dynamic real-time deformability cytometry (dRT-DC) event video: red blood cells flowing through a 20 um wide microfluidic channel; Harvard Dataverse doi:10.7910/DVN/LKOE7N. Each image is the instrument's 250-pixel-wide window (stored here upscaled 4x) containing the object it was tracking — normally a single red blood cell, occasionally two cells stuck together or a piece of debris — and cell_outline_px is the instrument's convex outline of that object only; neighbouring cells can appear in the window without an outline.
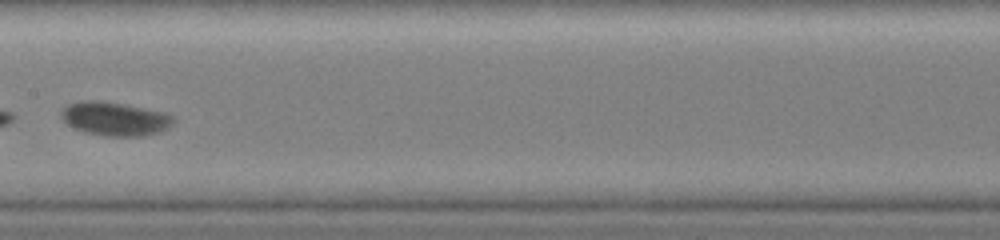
{"species": "common noctule bat (a hibernating species)", "species_latin": "Nyctalus noctula", "temperature_condition": "warm", "stored_images_in_passage": 31, "camera_frame_rate_fps": 3000, "um_per_image_px": 0.085, "animal": {"sex": "female", "body_mass_g": 19.0, "forearm_length_mm": 51.5}, "frame": {"image": 1, "passage_image": 14, "time_ms": 5.333, "image_size_px": [1000, 240], "cell_outline_px": [[176, 120], [172, 124], [160, 132], [144, 136], [104, 136], [84, 132], [68, 124], [60, 116], [60, 112], [68, 104], [84, 100], [92, 100], [120, 104], [164, 112], [172, 116]], "centroid_in_image_um": [9.76, 10.11], "position_along_channel_um": 197.6, "area_um2": 21.73}}
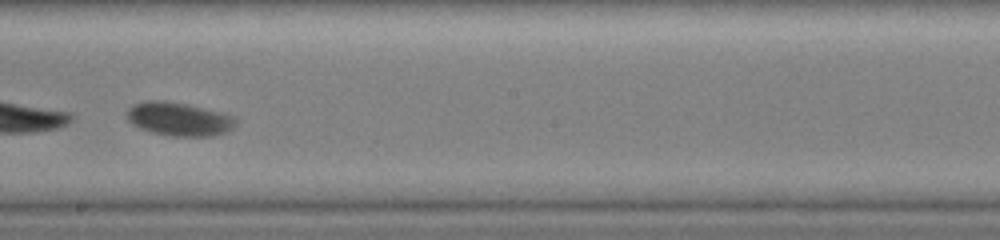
{"frame": {"image": 2, "passage_image": 16, "time_ms": 6.0, "image_size_px": [1000, 240], "cell_outline_px": [[236, 124], [228, 132], [212, 136], [168, 136], [152, 132], [140, 128], [132, 124], [124, 116], [124, 112], [132, 104], [144, 100], [164, 100], [188, 104], [220, 112], [232, 116], [236, 120]], "centroid_in_image_um": [15.15, 10.11], "position_along_channel_um": 233.1, "area_um2": 21.62}}
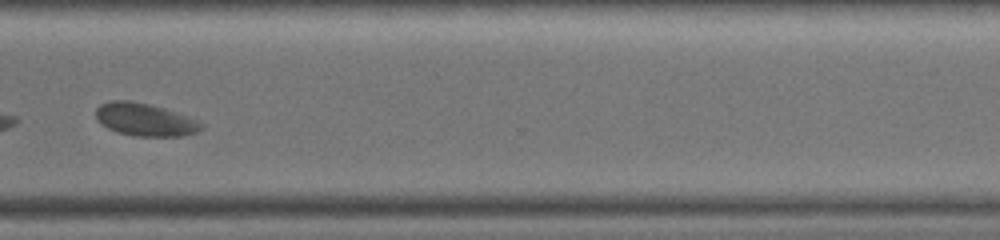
{"frame": {"image": 3, "passage_image": 24, "time_ms": 8.333, "image_size_px": [1000, 240], "cell_outline_px": [[204, 128], [196, 132], [184, 136], [132, 136], [108, 128], [96, 116], [96, 108], [100, 104], [112, 100], [128, 100], [148, 104], [164, 108], [200, 120], [204, 124]], "centroid_in_image_um": [12.39, 10.17], "position_along_channel_um": 358.2, "area_um2": 20.06}}